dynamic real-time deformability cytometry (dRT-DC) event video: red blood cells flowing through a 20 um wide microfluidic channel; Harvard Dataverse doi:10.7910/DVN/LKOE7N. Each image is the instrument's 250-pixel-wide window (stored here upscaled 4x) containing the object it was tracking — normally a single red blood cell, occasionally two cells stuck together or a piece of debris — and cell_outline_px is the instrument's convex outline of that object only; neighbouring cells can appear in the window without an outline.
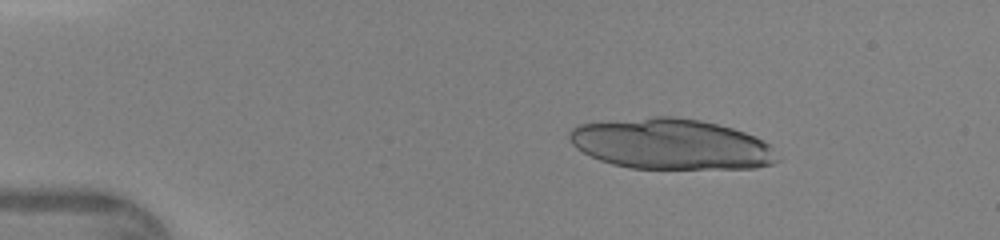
{"species": "human", "species_latin": "Homo sapiens", "temperature_condition": "warm", "stored_images_in_passage": 29, "camera_frame_rate_fps": 3000, "um_per_image_px": 0.085, "donor": {"sex": "female"}, "frame": {"image": 1, "passage_image": 1, "time_ms": 0.0, "image_size_px": [1000, 240], "cell_outline_px": [[780, 160], [772, 164], [756, 168], [628, 168], [612, 164], [600, 160], [576, 148], [568, 140], [568, 132], [576, 124], [652, 116], [676, 116], [700, 120], [732, 128], [744, 132], [768, 144]], "centroid_in_image_um": [56.98, 12.24], "position_along_channel_um": 28.0, "area_um2": 61.27}}
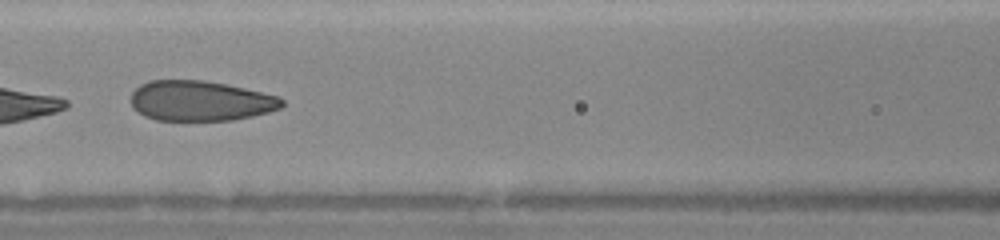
{"frame": {"image": 2, "passage_image": 15, "time_ms": 4.667, "image_size_px": [1000, 240], "cell_outline_px": [[284, 104], [280, 108], [268, 112], [252, 116], [232, 120], [156, 120], [144, 116], [132, 108], [132, 92], [140, 84], [148, 80], [204, 80], [228, 84], [280, 96], [284, 100]], "centroid_in_image_um": [17.04, 8.56], "position_along_channel_um": 149.6, "area_um2": 35.6}}
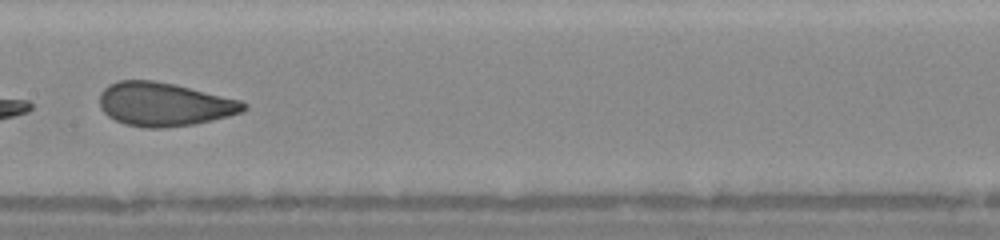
{"frame": {"image": 3, "passage_image": 18, "time_ms": 5.667, "image_size_px": [1000, 240], "cell_outline_px": [[248, 108], [244, 112], [212, 120], [192, 124], [164, 128], [144, 128], [124, 124], [108, 116], [100, 108], [100, 92], [108, 84], [116, 80], [152, 80], [172, 84], [240, 100], [248, 104]], "centroid_in_image_um": [13.93, 8.87], "position_along_channel_um": 193.5, "area_um2": 36.59}}